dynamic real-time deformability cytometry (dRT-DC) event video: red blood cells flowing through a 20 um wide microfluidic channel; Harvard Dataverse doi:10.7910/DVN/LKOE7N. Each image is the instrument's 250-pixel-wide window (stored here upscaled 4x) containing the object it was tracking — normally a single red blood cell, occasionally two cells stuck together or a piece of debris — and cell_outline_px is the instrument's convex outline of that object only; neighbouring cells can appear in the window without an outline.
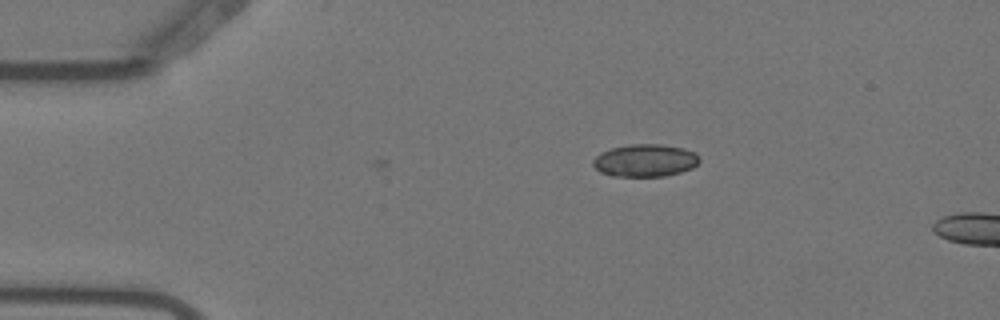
{"species": "Egyptian fruit bat (a non-hibernating species)", "species_latin": "Rousettus aegyptiacus", "temperature_condition": "warm", "stored_images_in_passage": 5, "camera_frame_rate_fps": 3000, "um_per_image_px": 0.085, "animal": {"sex": "female"}, "frame": {"image": 1, "passage_image": 5, "time_ms": 1.333, "image_size_px": [1000, 320], "cell_outline_px": [[700, 160], [692, 168], [680, 172], [664, 176], [612, 176], [600, 172], [592, 164], [592, 160], [600, 152], [612, 148], [632, 144], [660, 144], [684, 148], [696, 152], [700, 156]], "centroid_in_image_um": [54.84, 13.63], "position_along_channel_um": 30.2, "area_um2": 20.23}}